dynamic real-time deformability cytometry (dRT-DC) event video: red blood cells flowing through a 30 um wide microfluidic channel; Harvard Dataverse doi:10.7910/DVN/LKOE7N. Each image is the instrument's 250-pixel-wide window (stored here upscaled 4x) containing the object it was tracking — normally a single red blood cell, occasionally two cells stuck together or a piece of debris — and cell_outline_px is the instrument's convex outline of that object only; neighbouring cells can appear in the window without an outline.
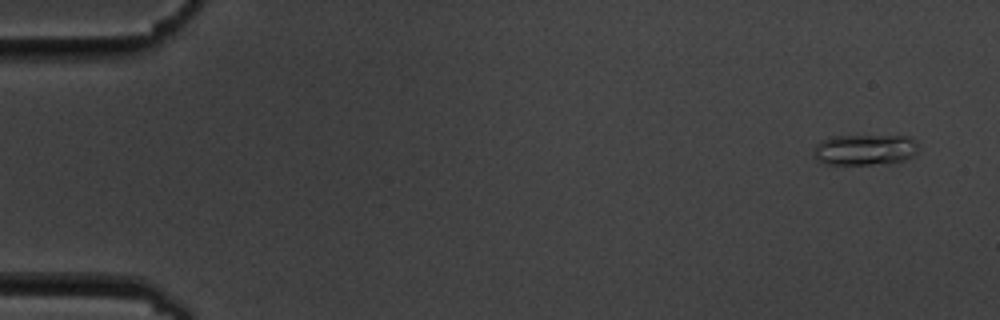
{"species": "common noctule bat (a hibernating species)", "species_latin": "Nyctalus noctula", "temperature_condition": "cold", "stored_images_in_passage": 5, "camera_frame_rate_fps": 3000, "um_per_image_px": 0.085, "animal": {"sex": "male", "body_mass_g": 19.5, "forearm_length_mm": 54.6}, "frame": {"image": 1, "passage_image": 1, "time_ms": 0.0, "image_size_px": [1000, 320], "cell_outline_px": [[916, 156], [904, 160], [888, 164], [824, 164], [816, 160], [812, 156], [816, 144], [820, 140], [832, 136], [908, 136], [916, 144]], "centroid_in_image_um": [73.46, 12.74], "position_along_channel_um": 11.5, "area_um2": 19.02}}
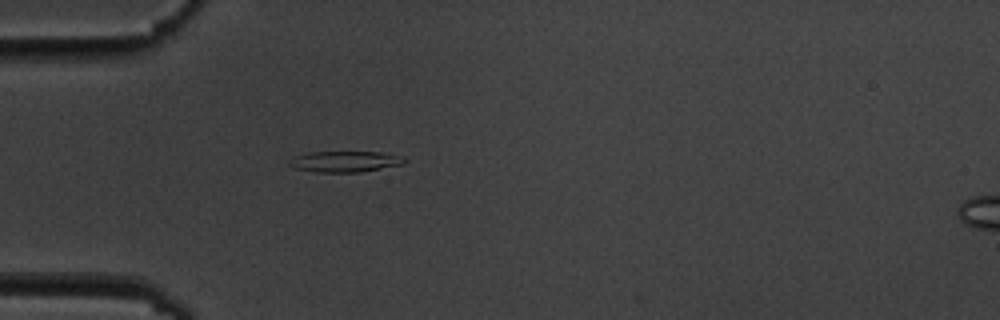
{"frame": {"image": 2, "passage_image": 5, "time_ms": 4.667, "image_size_px": [1000, 320], "cell_outline_px": [[408, 160], [404, 164], [360, 172], [316, 172], [296, 168], [288, 164], [288, 160], [296, 156], [308, 152], [380, 152], [404, 156]], "centroid_in_image_um": [29.37, 13.72], "position_along_channel_um": 55.6, "area_um2": 14.1}}